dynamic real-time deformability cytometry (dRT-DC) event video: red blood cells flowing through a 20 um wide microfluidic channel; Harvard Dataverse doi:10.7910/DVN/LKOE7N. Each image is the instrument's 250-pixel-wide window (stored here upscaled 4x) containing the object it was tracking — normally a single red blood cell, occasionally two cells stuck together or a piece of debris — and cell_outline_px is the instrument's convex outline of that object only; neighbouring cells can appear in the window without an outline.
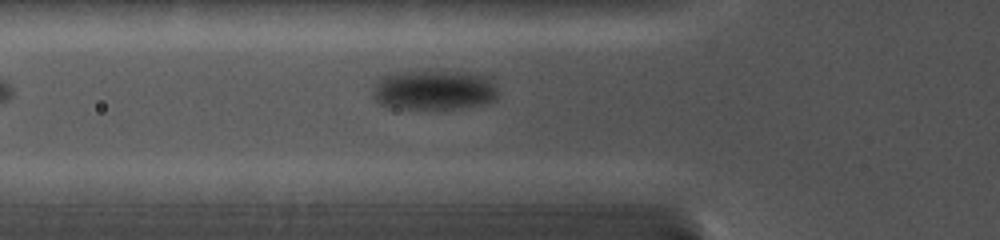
{"species": "common noctule bat (a hibernating species)", "species_latin": "Nyctalus noctula", "temperature_condition": "cold", "stored_images_in_passage": 3, "camera_frame_rate_fps": 5000, "um_per_image_px": 0.085, "animal": {"sex": "female", "body_mass_g": 19.0, "forearm_length_mm": 56.7}, "frame": {"image": 1, "passage_image": 3, "time_ms": 1.4, "image_size_px": [1000, 240], "cell_outline_px": [[496, 100], [484, 104], [460, 108], [392, 108], [380, 104], [372, 96], [372, 88], [380, 76], [392, 72], [468, 72], [484, 76], [496, 88]], "centroid_in_image_um": [36.81, 7.66], "position_along_channel_um": 89.0, "area_um2": 28.9}}